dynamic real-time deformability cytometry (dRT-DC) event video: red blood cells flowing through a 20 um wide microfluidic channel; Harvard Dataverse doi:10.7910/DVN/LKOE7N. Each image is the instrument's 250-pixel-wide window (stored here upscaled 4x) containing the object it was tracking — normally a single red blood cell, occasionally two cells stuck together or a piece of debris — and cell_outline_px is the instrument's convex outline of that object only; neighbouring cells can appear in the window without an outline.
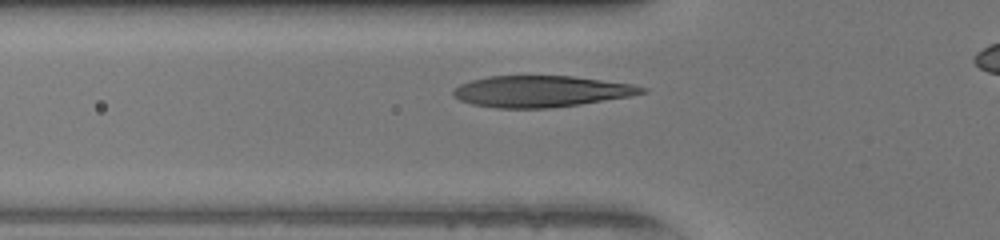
{"species": "human", "species_latin": "Homo sapiens", "temperature_condition": "warm", "stored_images_in_passage": 33, "camera_frame_rate_fps": 3000, "um_per_image_px": 0.085, "donor": {"sex": "female"}, "frame": {"image": 1, "passage_image": 9, "time_ms": 2.667, "image_size_px": [1000, 240], "cell_outline_px": [[648, 92], [628, 96], [580, 104], [548, 108], [496, 108], [472, 104], [460, 100], [452, 96], [452, 92], [460, 84], [472, 80], [488, 76], [572, 76], [632, 84], [648, 88]], "centroid_in_image_um": [45.98, 7.76], "position_along_channel_um": 79.8, "area_um2": 34.28}}
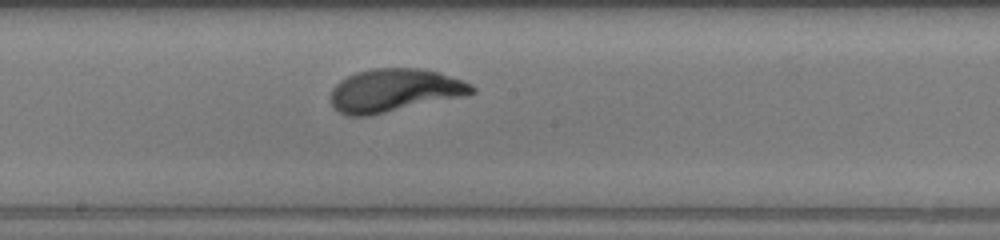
{"frame": {"image": 2, "passage_image": 19, "time_ms": 6.0, "image_size_px": [1000, 240], "cell_outline_px": [[476, 92], [464, 96], [368, 116], [348, 116], [332, 108], [332, 88], [340, 80], [356, 72], [372, 68], [420, 68], [436, 72], [464, 80], [472, 84], [476, 88]], "centroid_in_image_um": [33.53, 7.68], "position_along_channel_um": 214.7, "area_um2": 35.37}}
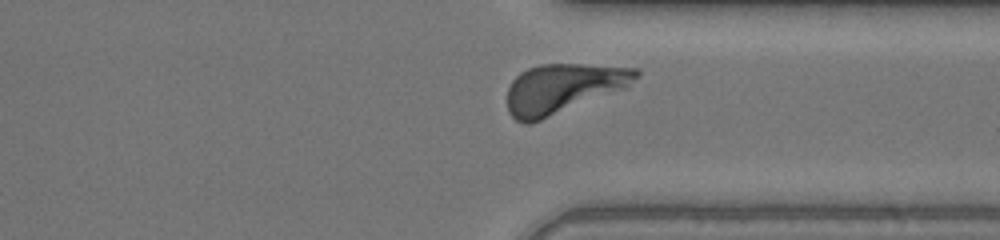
{"frame": {"image": 3, "passage_image": 30, "time_ms": 9.667, "image_size_px": [1000, 240], "cell_outline_px": [[640, 76], [628, 88], [532, 124], [524, 124], [516, 120], [508, 112], [508, 88], [512, 80], [520, 72], [528, 68], [540, 64], [580, 64], [640, 68]], "centroid_in_image_um": [47.9, 7.53], "position_along_channel_um": 363.5, "area_um2": 37.86}, "authors_computed_cell_mechanics": {"area_um2": 34.7956, "velocity_mm_per_s": 4.0469, "shape_relaxation_time_tau1_ms": 2.6691, "shape_relaxation_time_tau2_ms": null, "deformation_change_tau1": 0.2039, "deformation_change_tau2": null}}